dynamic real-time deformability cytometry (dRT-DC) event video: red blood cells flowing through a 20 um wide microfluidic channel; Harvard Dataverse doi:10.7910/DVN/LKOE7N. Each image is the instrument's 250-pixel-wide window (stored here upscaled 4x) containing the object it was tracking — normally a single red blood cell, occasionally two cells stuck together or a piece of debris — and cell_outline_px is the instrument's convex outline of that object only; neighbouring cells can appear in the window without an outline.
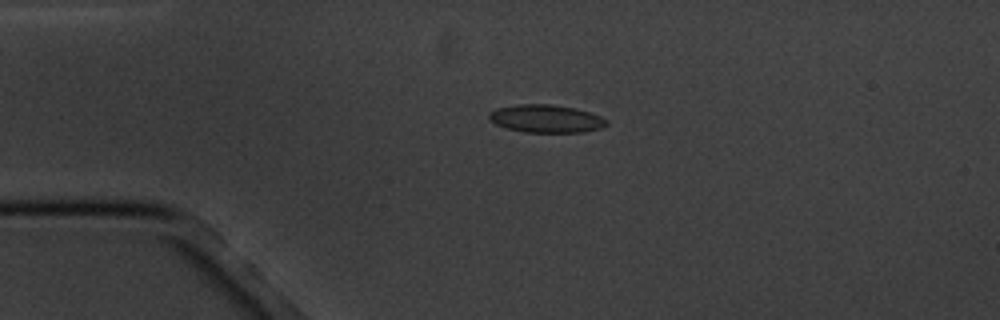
{"species": "common noctule bat (a hibernating species)", "species_latin": "Nyctalus noctula", "temperature_condition": "cold", "stored_images_in_passage": 6, "camera_frame_rate_fps": 3000, "um_per_image_px": 0.085, "animal": {"sex": "male", "body_mass_g": 20.1, "forearm_length_mm": 53.5}, "frame": {"image": 1, "passage_image": 4, "time_ms": 3.667, "image_size_px": [1000, 320], "cell_outline_px": [[608, 124], [600, 128], [584, 132], [524, 132], [508, 128], [496, 124], [488, 120], [488, 112], [496, 108], [516, 104], [552, 104], [576, 108], [600, 116], [608, 120]], "centroid_in_image_um": [46.39, 10.08], "position_along_channel_um": 38.6, "area_um2": 19.19}}